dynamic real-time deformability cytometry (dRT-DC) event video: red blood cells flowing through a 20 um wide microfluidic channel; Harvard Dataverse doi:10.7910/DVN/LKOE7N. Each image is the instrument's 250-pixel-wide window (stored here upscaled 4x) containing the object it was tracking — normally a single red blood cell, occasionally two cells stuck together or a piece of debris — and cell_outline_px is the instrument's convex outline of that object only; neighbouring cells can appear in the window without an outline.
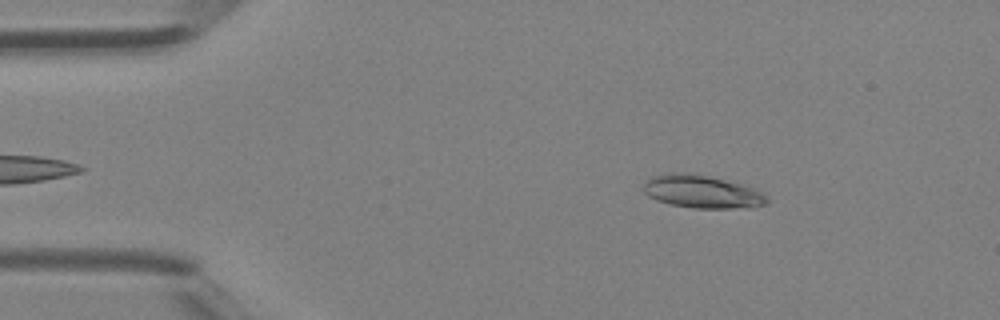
{"species": "Egyptian fruit bat (a non-hibernating species)", "species_latin": "Rousettus aegyptiacus", "temperature_condition": "room temperature", "stored_images_in_passage": 44, "camera_frame_rate_fps": 3000, "um_per_image_px": 0.085, "animal": {"sex": "female"}, "frame": {"image": 1, "passage_image": 5, "time_ms": 1.333, "image_size_px": [1000, 320], "cell_outline_px": [[768, 200], [764, 204], [732, 208], [692, 208], [672, 204], [656, 200], [648, 196], [644, 192], [644, 184], [652, 176], [668, 172], [688, 172], [708, 176], [740, 184], [752, 188], [760, 192]], "centroid_in_image_um": [59.57, 16.27], "position_along_channel_um": 25.4, "area_um2": 23.18}}
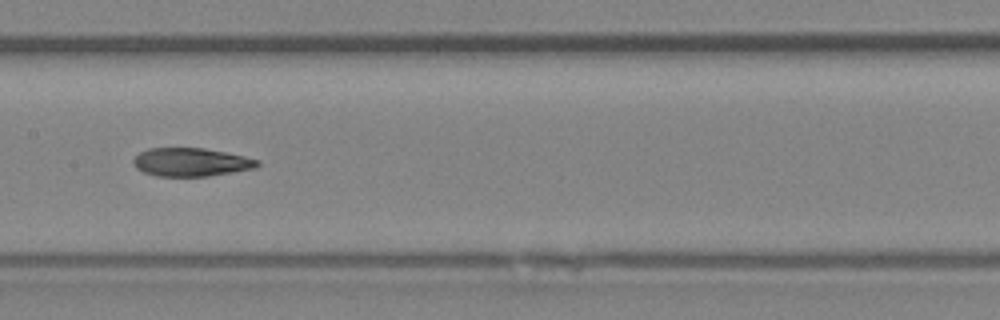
{"frame": {"image": 2, "passage_image": 21, "time_ms": 6.667, "image_size_px": [1000, 320], "cell_outline_px": [[260, 164], [256, 168], [208, 176], [156, 176], [144, 172], [136, 168], [132, 160], [140, 152], [148, 148], [204, 148], [244, 156], [260, 160]], "centroid_in_image_um": [16.24, 13.78], "position_along_channel_um": 191.2, "area_um2": 20.46}}
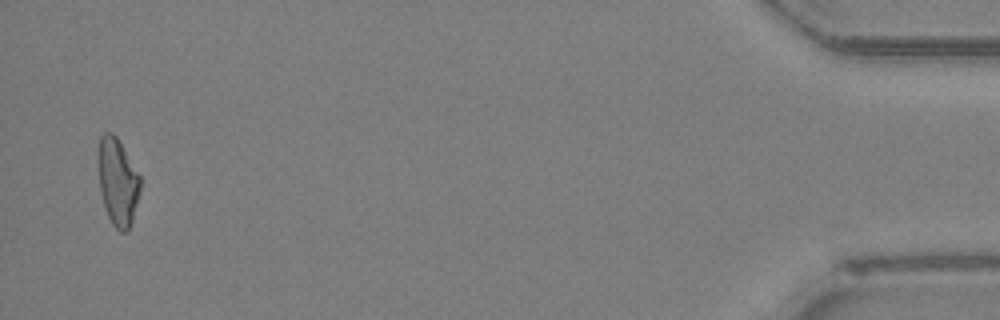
{"frame": {"image": 3, "passage_image": 43, "time_ms": 14.0, "image_size_px": [1000, 320], "cell_outline_px": [[140, 192], [132, 220], [128, 232], [120, 232], [112, 224], [108, 216], [100, 192], [100, 136], [104, 132], [112, 132], [116, 136], [140, 176]], "centroid_in_image_um": [10.03, 15.5], "position_along_channel_um": 425.2, "area_um2": 20.75}, "authors_computed_cell_mechanics": {"area_um2": 21.2993, "velocity_mm_per_s": 4.4127, "shape_relaxation_time_tau1_ms": 4.0656, "shape_relaxation_time_tau2_ms": 3.4684, "deformation_change_tau1": 0.1655, "deformation_change_tau2": 0.119}}